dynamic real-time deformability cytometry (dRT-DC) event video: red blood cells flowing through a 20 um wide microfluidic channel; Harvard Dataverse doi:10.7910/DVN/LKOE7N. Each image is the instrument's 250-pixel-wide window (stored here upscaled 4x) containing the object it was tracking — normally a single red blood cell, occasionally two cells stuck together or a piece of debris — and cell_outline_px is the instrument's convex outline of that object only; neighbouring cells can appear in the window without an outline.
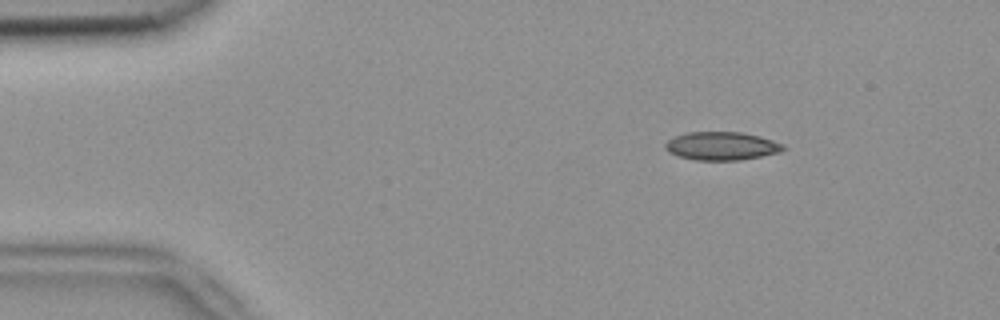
{"species": "common noctule bat (a hibernating species)", "species_latin": "Nyctalus noctula", "temperature_condition": "room temperature", "stored_images_in_passage": 3, "camera_frame_rate_fps": 3000, "um_per_image_px": 0.085, "animal": {"sex": "female", "body_mass_g": 18.4}, "frame": {"image": 1, "passage_image": 1, "time_ms": 0.0, "image_size_px": [1000, 320], "cell_outline_px": [[784, 148], [780, 152], [740, 160], [696, 160], [676, 156], [668, 152], [664, 148], [664, 144], [668, 140], [676, 136], [688, 132], [740, 132], [760, 136], [784, 144]], "centroid_in_image_um": [61.3, 12.41], "position_along_channel_um": 23.7, "area_um2": 19.42}}